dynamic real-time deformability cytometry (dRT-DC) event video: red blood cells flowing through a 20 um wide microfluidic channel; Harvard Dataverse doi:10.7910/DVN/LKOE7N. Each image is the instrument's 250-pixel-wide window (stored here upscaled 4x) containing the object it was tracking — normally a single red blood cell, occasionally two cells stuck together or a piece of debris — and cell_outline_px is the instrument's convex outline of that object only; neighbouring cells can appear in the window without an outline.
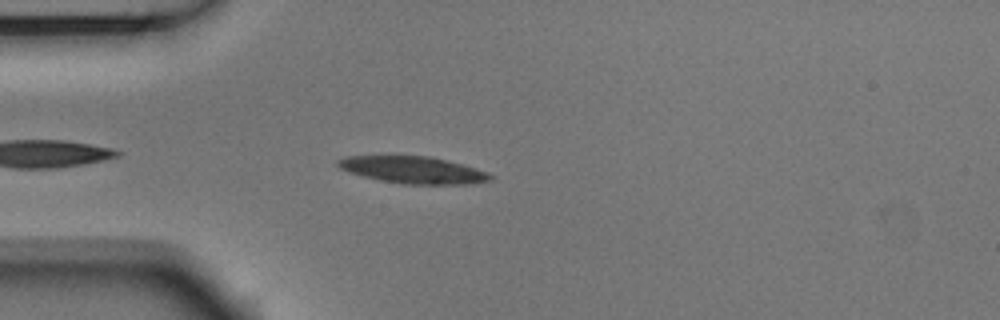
{"species": "Egyptian fruit bat (a non-hibernating species)", "species_latin": "Rousettus aegyptiacus", "temperature_condition": "room temperature", "stored_images_in_passage": 3, "camera_frame_rate_fps": 3000, "um_per_image_px": 0.085, "animal": {"sex": "male"}, "frame": {"image": 1, "passage_image": 3, "time_ms": 0.667, "image_size_px": [1000, 320], "cell_outline_px": [[492, 180], [468, 184], [404, 184], [380, 180], [348, 172], [340, 168], [336, 164], [336, 160], [348, 156], [432, 156], [488, 172], [492, 176]], "centroid_in_image_um": [35.09, 14.44], "position_along_channel_um": 49.9, "area_um2": 23.76}}